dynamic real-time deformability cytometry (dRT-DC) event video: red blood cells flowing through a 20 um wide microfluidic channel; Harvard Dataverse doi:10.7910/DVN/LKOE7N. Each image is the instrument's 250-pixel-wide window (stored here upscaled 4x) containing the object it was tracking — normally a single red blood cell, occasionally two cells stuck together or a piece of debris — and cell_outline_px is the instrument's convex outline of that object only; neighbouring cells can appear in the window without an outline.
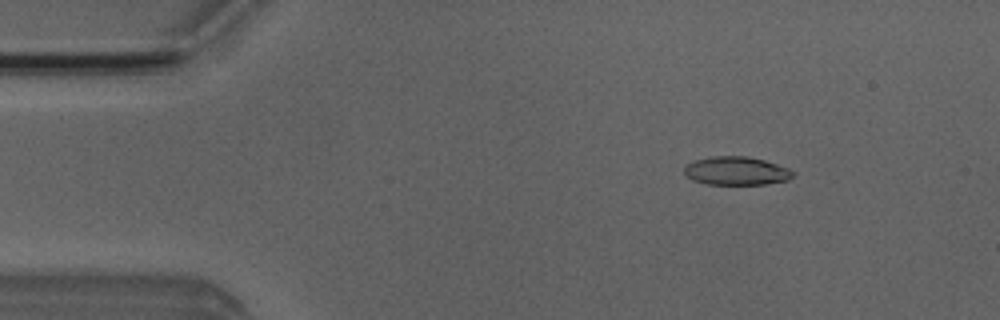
{"species": "Egyptian fruit bat (a non-hibernating species)", "species_latin": "Rousettus aegyptiacus", "temperature_condition": "room temperature", "stored_images_in_passage": 51, "camera_frame_rate_fps": 3000, "um_per_image_px": 0.085, "animal": {"sex": "male"}, "frame": {"image": 1, "passage_image": 7, "time_ms": 2.0, "image_size_px": [1000, 320], "cell_outline_px": [[796, 176], [788, 180], [764, 184], [708, 184], [692, 180], [684, 172], [684, 164], [692, 160], [712, 156], [748, 156], [764, 160], [788, 168], [796, 172]], "centroid_in_image_um": [62.59, 14.51], "position_along_channel_um": 22.4, "area_um2": 18.21}}
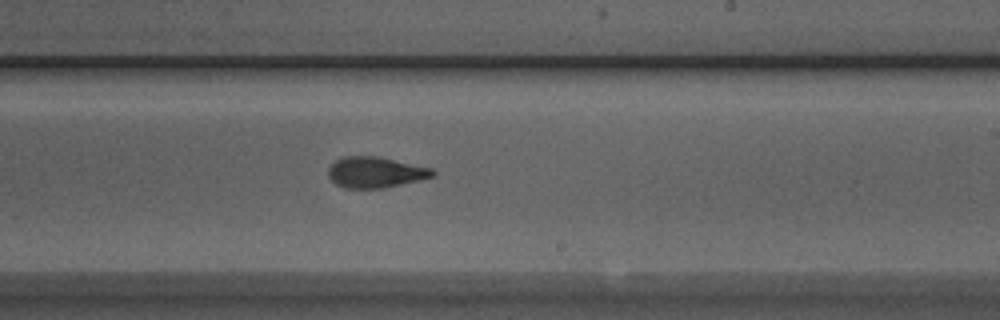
{"frame": {"image": 2, "passage_image": 30, "time_ms": 9.667, "image_size_px": [1000, 320], "cell_outline_px": [[436, 176], [384, 188], [344, 188], [336, 184], [328, 176], [328, 168], [336, 160], [344, 156], [380, 156], [432, 168], [436, 172]], "centroid_in_image_um": [31.93, 14.64], "position_along_channel_um": 257.1, "area_um2": 18.9}}
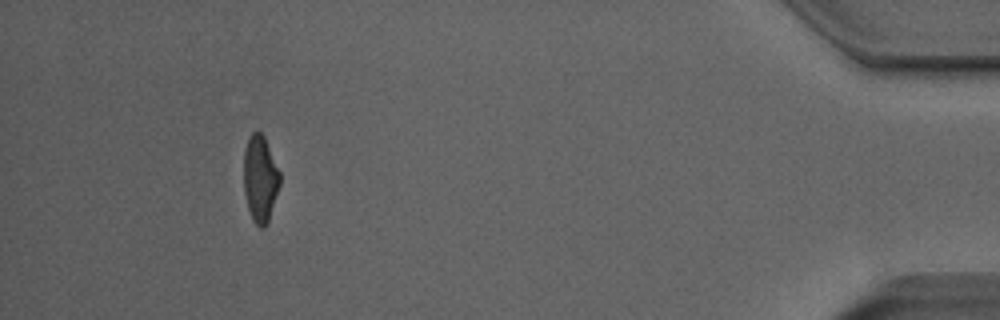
{"frame": {"image": 3, "passage_image": 47, "time_ms": 15.333, "image_size_px": [1000, 320], "cell_outline_px": [[280, 184], [268, 220], [264, 228], [260, 228], [252, 220], [248, 208], [244, 192], [244, 148], [252, 132], [260, 132], [264, 136], [280, 172]], "centroid_in_image_um": [22.11, 15.19], "position_along_channel_um": 413.1, "area_um2": 18.09}, "authors_computed_cell_mechanics": {"area_um2": 18.785, "velocity_mm_per_s": 3.9911, "shape_relaxation_time_tau1_ms": 5.8057, "shape_relaxation_time_tau2_ms": 2.1277, "deformation_change_tau1": 0.1954, "deformation_change_tau2": 0.0947}}